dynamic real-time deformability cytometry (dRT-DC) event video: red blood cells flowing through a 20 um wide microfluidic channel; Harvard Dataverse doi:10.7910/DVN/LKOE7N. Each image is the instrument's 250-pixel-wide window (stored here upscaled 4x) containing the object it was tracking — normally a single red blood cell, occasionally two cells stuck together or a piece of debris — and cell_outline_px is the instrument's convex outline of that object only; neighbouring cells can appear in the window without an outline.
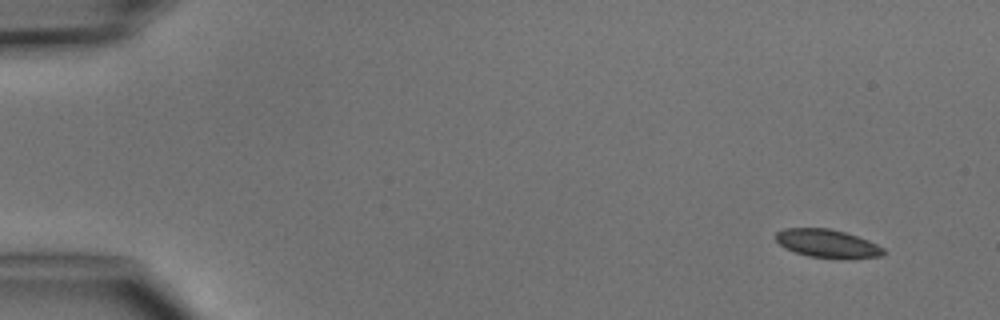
{"species": "common noctule bat (a hibernating species)", "species_latin": "Nyctalus noctula", "temperature_condition": "cold", "stored_images_in_passage": 5, "camera_frame_rate_fps": 3000, "um_per_image_px": 0.085, "animal": {"sex": "male", "body_mass_g": 15.6}, "frame": {"image": 1, "passage_image": 1, "time_ms": 0.0, "image_size_px": [1000, 320], "cell_outline_px": [[884, 256], [852, 260], [848, 260], [808, 256], [796, 252], [780, 244], [776, 240], [776, 232], [784, 228], [828, 228], [844, 232], [868, 240], [884, 248]], "centroid_in_image_um": [70.39, 20.72], "position_along_channel_um": 14.6, "area_um2": 17.92}}
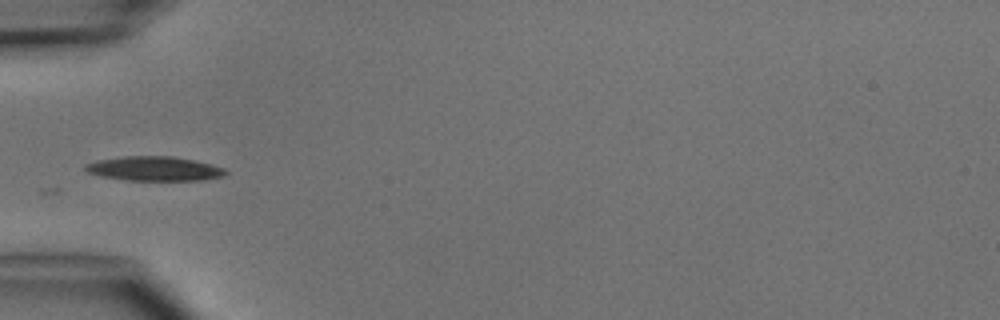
{"frame": {"image": 2, "passage_image": 5, "time_ms": 4.333, "image_size_px": [1000, 320], "cell_outline_px": [[228, 172], [224, 176], [204, 180], [128, 180], [100, 176], [88, 172], [84, 168], [84, 164], [96, 160], [124, 156], [172, 156], [212, 164], [224, 168]], "centroid_in_image_um": [13.11, 14.33], "position_along_channel_um": 71.9, "area_um2": 19.94}}